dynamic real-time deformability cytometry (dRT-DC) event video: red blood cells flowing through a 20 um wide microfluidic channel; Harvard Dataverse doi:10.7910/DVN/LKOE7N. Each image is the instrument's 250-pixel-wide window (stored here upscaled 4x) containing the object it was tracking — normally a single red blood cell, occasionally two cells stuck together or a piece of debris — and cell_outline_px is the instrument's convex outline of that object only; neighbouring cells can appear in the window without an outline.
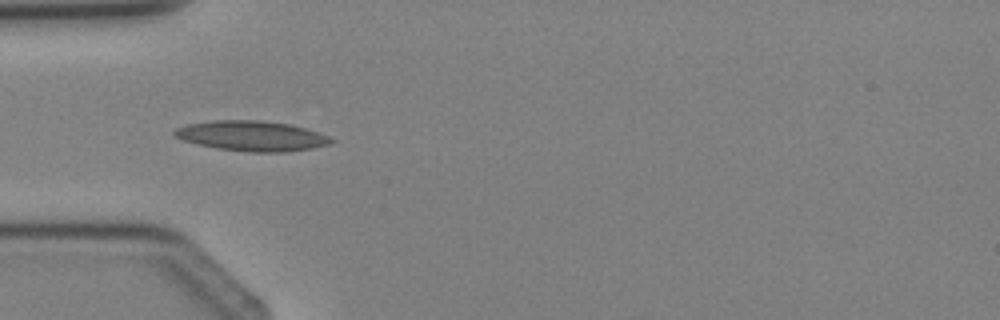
{"species": "Egyptian fruit bat (a non-hibernating species)", "species_latin": "Rousettus aegyptiacus", "temperature_condition": "cold", "stored_images_in_passage": 2, "camera_frame_rate_fps": 3000, "um_per_image_px": 0.085, "animal": {"sex": "female"}, "frame": {"image": 1, "passage_image": 1, "time_ms": 0.0, "image_size_px": [1000, 320], "cell_outline_px": [[336, 140], [332, 144], [312, 148], [284, 152], [248, 152], [216, 148], [184, 140], [176, 136], [172, 132], [176, 128], [188, 124], [212, 120], [260, 120], [288, 124], [304, 128], [328, 136]], "centroid_in_image_um": [21.42, 11.55], "position_along_channel_um": 63.6, "area_um2": 27.34}}
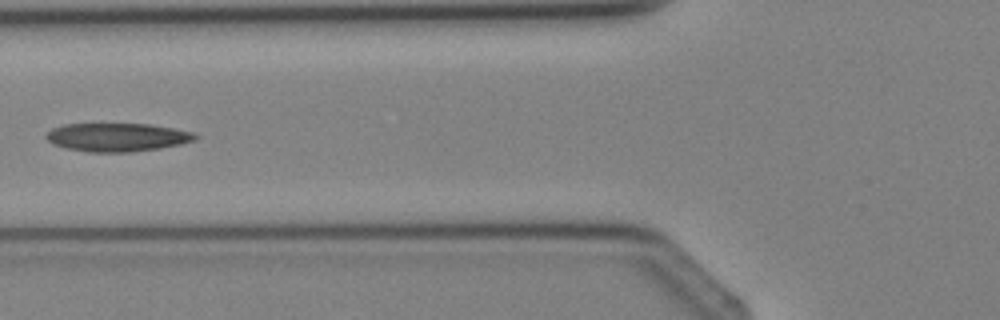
{"frame": {"image": 2, "passage_image": 2, "time_ms": 1.0, "image_size_px": [1000, 320], "cell_outline_px": [[200, 136], [196, 140], [180, 144], [160, 148], [132, 152], [88, 152], [68, 148], [52, 144], [44, 136], [52, 128], [64, 124], [148, 124], [196, 132]], "centroid_in_image_um": [9.99, 11.66], "position_along_channel_um": 115.8, "area_um2": 24.74}}